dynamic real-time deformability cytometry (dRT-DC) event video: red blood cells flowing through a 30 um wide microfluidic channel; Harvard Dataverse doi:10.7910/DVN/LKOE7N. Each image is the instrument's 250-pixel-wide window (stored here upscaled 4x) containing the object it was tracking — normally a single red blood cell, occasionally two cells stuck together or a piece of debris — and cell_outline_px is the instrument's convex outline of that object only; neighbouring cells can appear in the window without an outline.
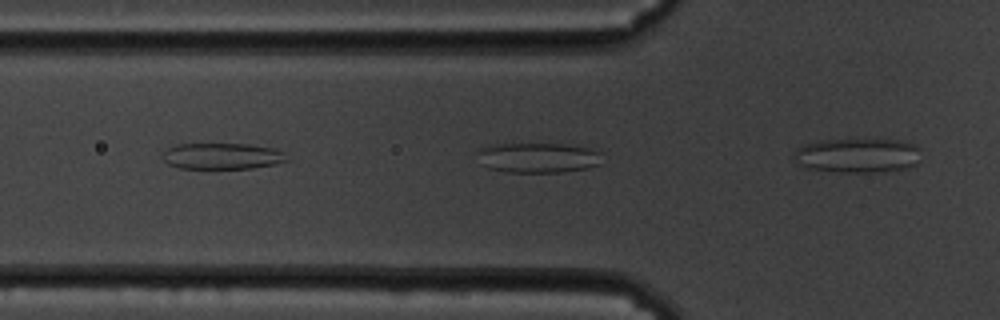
{"species": "common noctule bat (a hibernating species)", "species_latin": "Nyctalus noctula", "temperature_condition": "cold", "stored_images_in_passage": 3, "camera_frame_rate_fps": 3000, "um_per_image_px": 0.085, "animal": {"sex": "male", "body_mass_g": 19.5, "forearm_length_mm": 54.6}, "frame": {"image": 1, "passage_image": 3, "time_ms": 0.667, "image_size_px": [1000, 320], "cell_outline_px": [[604, 152], [600, 164], [588, 168], [564, 172], [508, 172], [488, 168], [480, 164], [480, 148], [496, 144], [564, 144], [588, 148]], "centroid_in_image_um": [45.8, 13.41], "position_along_channel_um": 80.0, "area_um2": 21.91}}